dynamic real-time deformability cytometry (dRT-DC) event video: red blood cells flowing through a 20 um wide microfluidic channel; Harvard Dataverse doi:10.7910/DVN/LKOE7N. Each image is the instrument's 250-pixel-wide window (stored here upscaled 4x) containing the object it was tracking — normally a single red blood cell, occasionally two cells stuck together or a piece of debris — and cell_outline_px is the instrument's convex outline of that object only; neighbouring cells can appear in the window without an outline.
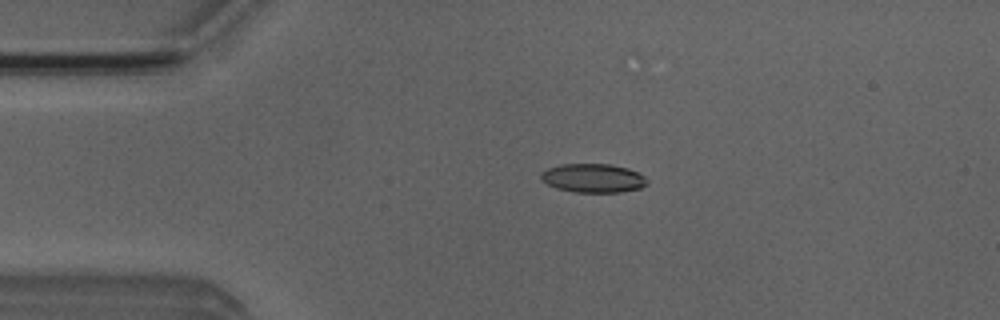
{"species": "Egyptian fruit bat (a non-hibernating species)", "species_latin": "Rousettus aegyptiacus", "temperature_condition": "room temperature", "stored_images_in_passage": 2, "camera_frame_rate_fps": 3000, "um_per_image_px": 0.085, "animal": {"sex": "male"}, "frame": {"image": 1, "passage_image": 1, "time_ms": 0.0, "image_size_px": [1000, 320], "cell_outline_px": [[648, 184], [640, 188], [620, 192], [576, 192], [556, 188], [540, 180], [540, 172], [548, 168], [560, 164], [608, 164], [628, 168], [640, 172], [648, 180]], "centroid_in_image_um": [50.42, 15.13], "position_along_channel_um": 34.6, "area_um2": 17.98}}